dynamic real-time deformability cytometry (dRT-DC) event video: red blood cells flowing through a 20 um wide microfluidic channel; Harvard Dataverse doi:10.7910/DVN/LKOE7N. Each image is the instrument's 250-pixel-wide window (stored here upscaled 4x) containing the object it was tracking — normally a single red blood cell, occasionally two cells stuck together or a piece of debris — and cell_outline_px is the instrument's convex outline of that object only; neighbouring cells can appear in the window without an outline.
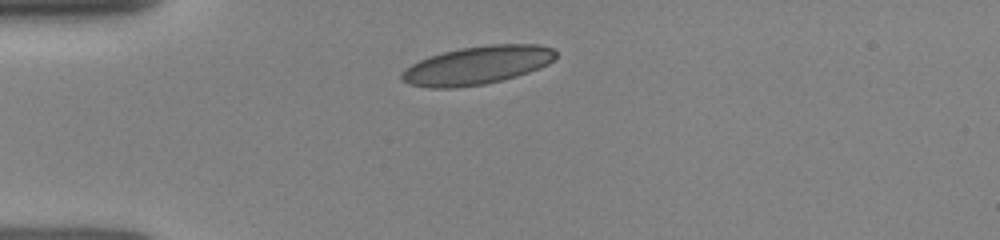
{"species": "human", "species_latin": "Homo sapiens", "temperature_condition": "room temperature", "stored_images_in_passage": 29, "camera_frame_rate_fps": 3000, "um_per_image_px": 0.085, "donor": {"sex": "female"}, "frame": {"image": 1, "passage_image": 1, "time_ms": 0.0, "image_size_px": [1000, 240], "cell_outline_px": [[556, 56], [548, 64], [540, 68], [516, 76], [484, 84], [456, 88], [428, 88], [408, 84], [400, 76], [400, 72], [412, 64], [428, 56], [460, 48], [488, 44], [540, 44], [552, 48], [556, 52]], "centroid_in_image_um": [40.55, 5.55], "position_along_channel_um": 44.4, "area_um2": 34.39}}
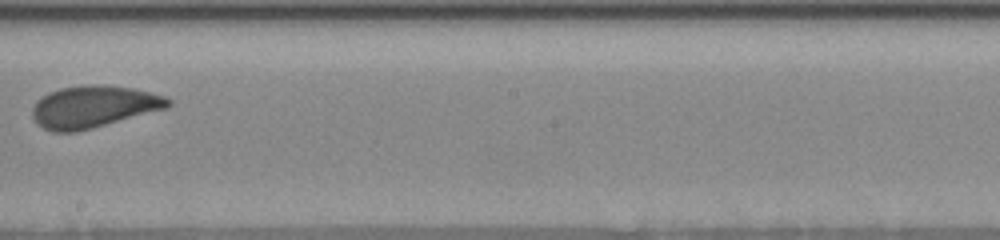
{"frame": {"image": 2, "passage_image": 17, "time_ms": 5.333, "image_size_px": [1000, 240], "cell_outline_px": [[172, 104], [168, 108], [92, 128], [76, 132], [52, 132], [36, 124], [32, 116], [32, 108], [36, 100], [48, 92], [60, 88], [88, 84], [104, 84], [132, 88], [164, 96], [172, 100]], "centroid_in_image_um": [7.93, 9.07], "position_along_channel_um": 240.3, "area_um2": 33.47}}
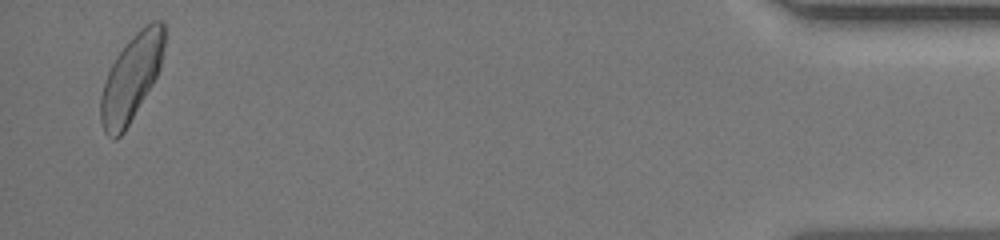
{"frame": {"image": 3, "passage_image": 28, "time_ms": 11.667, "image_size_px": [1000, 240], "cell_outline_px": [[164, 44], [160, 68], [152, 84], [124, 132], [116, 140], [112, 140], [104, 132], [100, 120], [100, 100], [104, 84], [108, 72], [116, 56], [128, 40], [144, 24], [152, 20], [160, 20], [164, 24]], "centroid_in_image_um": [11.15, 6.62], "position_along_channel_um": 424.1, "area_um2": 31.73}}